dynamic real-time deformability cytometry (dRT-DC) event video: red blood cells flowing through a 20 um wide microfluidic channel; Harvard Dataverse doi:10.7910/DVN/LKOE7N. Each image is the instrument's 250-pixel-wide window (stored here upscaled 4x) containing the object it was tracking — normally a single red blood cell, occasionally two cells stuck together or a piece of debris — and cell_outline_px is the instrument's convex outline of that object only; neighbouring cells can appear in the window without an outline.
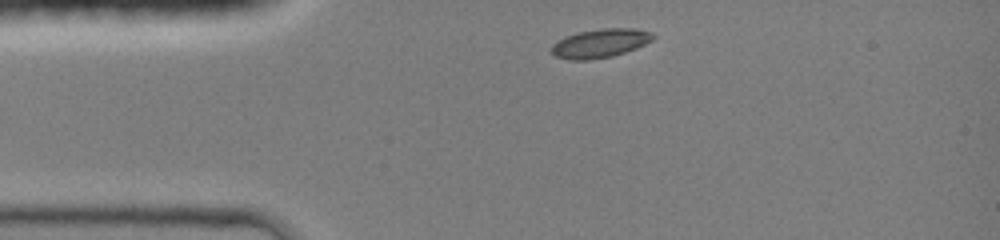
{"species": "common noctule bat (a hibernating species)", "species_latin": "Nyctalus noctula", "temperature_condition": "room temperature", "stored_images_in_passage": 29, "camera_frame_rate_fps": 3000, "um_per_image_px": 0.085, "animal": {"sex": "female", "body_mass_g": 19.0, "forearm_length_mm": 51.5}, "frame": {"image": 1, "passage_image": 1, "time_ms": 0.0, "image_size_px": [1000, 240], "cell_outline_px": [[656, 36], [652, 40], [636, 48], [612, 56], [588, 60], [568, 60], [556, 56], [552, 52], [552, 44], [556, 40], [564, 36], [580, 32], [600, 28], [636, 28], [652, 32]], "centroid_in_image_um": [51.01, 3.67], "position_along_channel_um": 34.0, "area_um2": 17.11}}
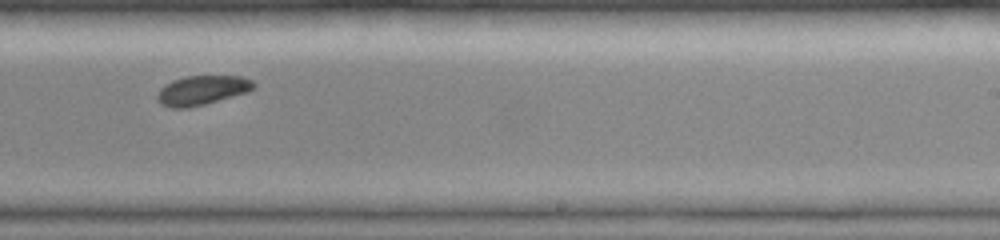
{"frame": {"image": 2, "passage_image": 16, "time_ms": 6.333, "image_size_px": [1000, 240], "cell_outline_px": [[256, 84], [248, 92], [204, 104], [188, 108], [172, 108], [160, 104], [156, 96], [160, 88], [164, 84], [172, 80], [184, 76], [240, 76], [252, 80]], "centroid_in_image_um": [17.13, 7.67], "position_along_channel_um": 271.9, "area_um2": 16.53}}
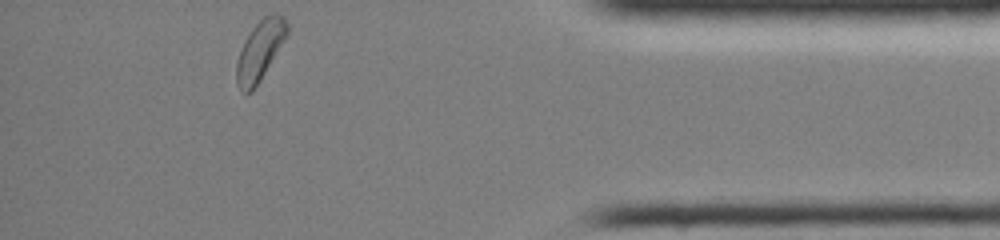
{"frame": {"image": 3, "passage_image": 28, "time_ms": 10.333, "image_size_px": [1000, 240], "cell_outline_px": [[288, 32], [284, 40], [260, 80], [252, 92], [244, 92], [236, 84], [236, 64], [244, 40], [252, 28], [264, 16], [272, 12], [276, 12], [284, 16], [288, 24]], "centroid_in_image_um": [22.1, 4.26], "position_along_channel_um": 413.1, "area_um2": 17.4}}